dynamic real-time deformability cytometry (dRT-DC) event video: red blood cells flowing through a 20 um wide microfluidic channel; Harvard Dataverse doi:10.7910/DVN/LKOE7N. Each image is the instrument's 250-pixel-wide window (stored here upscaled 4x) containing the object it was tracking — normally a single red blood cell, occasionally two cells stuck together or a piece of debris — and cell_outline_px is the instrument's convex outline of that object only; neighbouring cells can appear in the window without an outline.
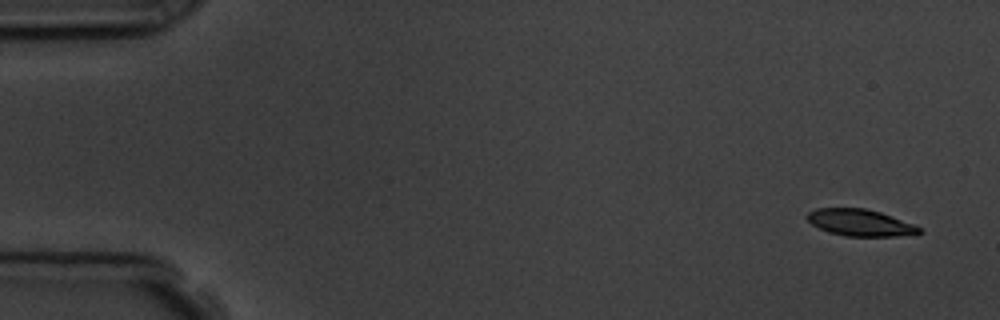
{"species": "common noctule bat (a hibernating species)", "species_latin": "Nyctalus noctula", "temperature_condition": "room temperature", "stored_images_in_passage": 6, "camera_frame_rate_fps": 3000, "um_per_image_px": 0.085, "animal": {"sex": "male", "body_mass_g": 19.5, "forearm_length_mm": 54.6}, "frame": {"image": 1, "passage_image": 1, "time_ms": 0.0, "image_size_px": [1000, 320], "cell_outline_px": [[924, 232], [916, 236], [844, 236], [828, 232], [812, 224], [808, 220], [808, 212], [816, 208], [864, 208], [880, 212], [892, 216], [912, 224], [920, 228]], "centroid_in_image_um": [73.17, 18.94], "position_along_channel_um": 11.8, "area_um2": 17.51}}
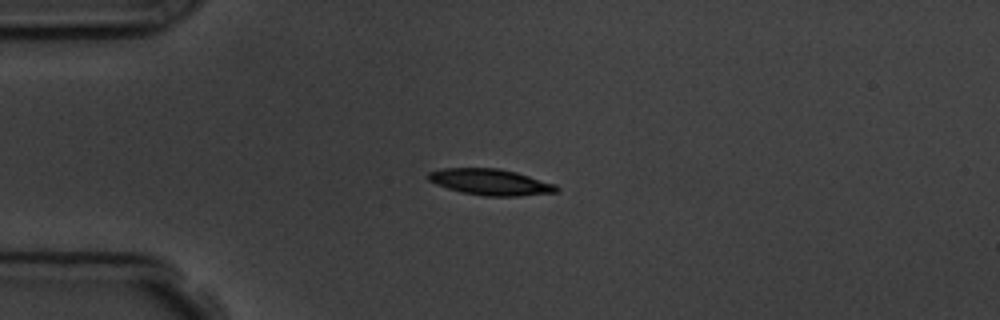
{"frame": {"image": 2, "passage_image": 4, "time_ms": 3.667, "image_size_px": [1000, 320], "cell_outline_px": [[560, 188], [556, 192], [520, 196], [484, 196], [460, 192], [436, 184], [428, 180], [428, 172], [440, 168], [500, 168], [516, 172], [556, 184]], "centroid_in_image_um": [41.68, 15.47], "position_along_channel_um": 43.3, "area_um2": 19.65}}
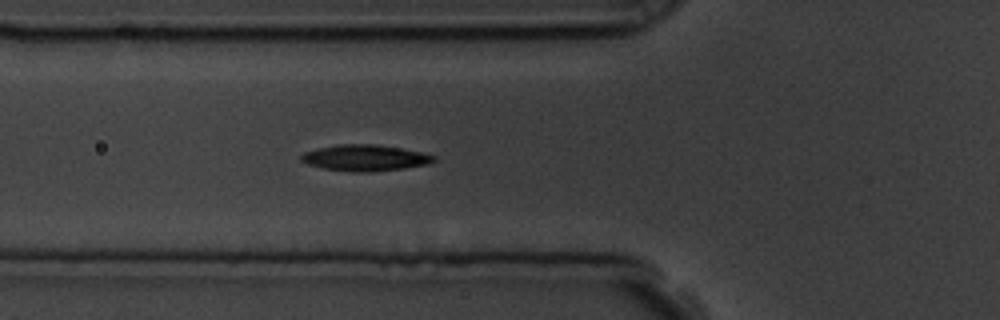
{"frame": {"image": 3, "passage_image": 6, "time_ms": 5.667, "image_size_px": [1000, 320], "cell_outline_px": [[436, 160], [428, 164], [404, 168], [368, 172], [356, 172], [324, 168], [308, 164], [300, 160], [300, 156], [304, 152], [316, 148], [336, 144], [376, 144], [400, 148], [420, 152], [436, 156]], "centroid_in_image_um": [31.01, 13.41], "position_along_channel_um": 94.8, "area_um2": 20.17}}